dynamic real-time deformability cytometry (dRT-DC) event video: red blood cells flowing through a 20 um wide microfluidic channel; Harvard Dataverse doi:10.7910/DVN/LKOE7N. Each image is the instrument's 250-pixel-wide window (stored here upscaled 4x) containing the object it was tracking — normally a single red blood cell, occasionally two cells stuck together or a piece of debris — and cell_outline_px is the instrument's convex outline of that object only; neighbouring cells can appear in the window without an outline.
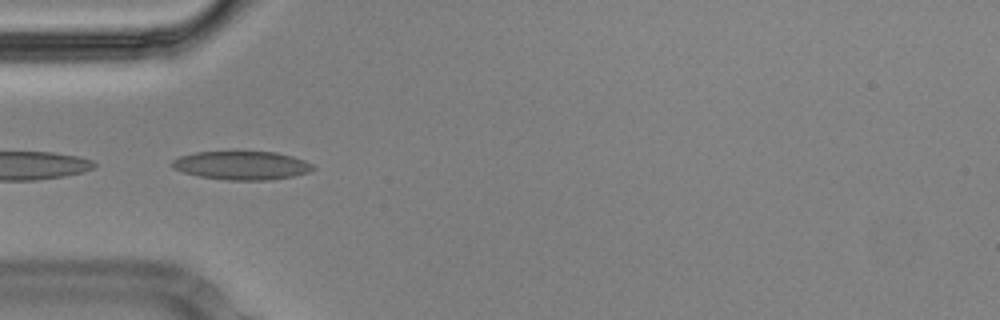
{"species": "Egyptian fruit bat (a non-hibernating species)", "species_latin": "Rousettus aegyptiacus", "temperature_condition": "cold", "stored_images_in_passage": 6, "camera_frame_rate_fps": 3000, "um_per_image_px": 0.085, "animal": {"sex": "male"}, "frame": {"image": 1, "passage_image": 3, "time_ms": 0.667, "image_size_px": [1000, 320], "cell_outline_px": [[316, 168], [308, 172], [292, 176], [268, 180], [228, 180], [200, 176], [184, 172], [172, 168], [172, 160], [180, 156], [196, 152], [276, 152], [292, 156], [304, 160], [312, 164]], "centroid_in_image_um": [20.55, 14.06], "position_along_channel_um": 64.4, "area_um2": 23.24}}